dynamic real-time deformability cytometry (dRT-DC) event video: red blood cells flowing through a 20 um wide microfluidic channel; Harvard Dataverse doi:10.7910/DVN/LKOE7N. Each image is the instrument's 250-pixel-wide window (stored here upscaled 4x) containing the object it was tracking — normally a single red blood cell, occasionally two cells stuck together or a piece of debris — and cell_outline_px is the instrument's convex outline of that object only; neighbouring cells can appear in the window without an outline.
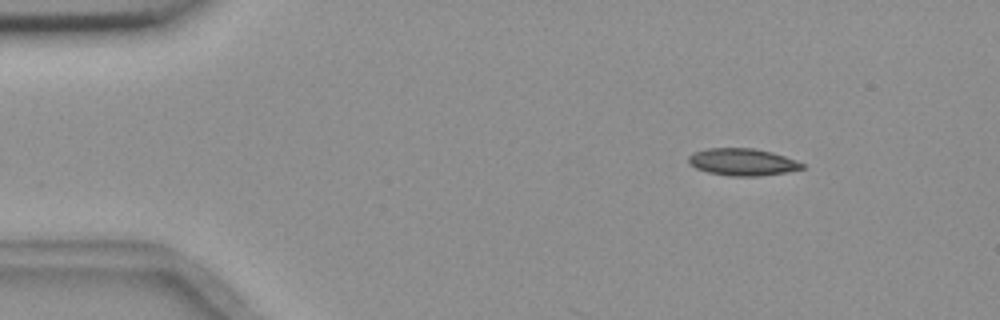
{"species": "common noctule bat (a hibernating species)", "species_latin": "Nyctalus noctula", "temperature_condition": "room temperature", "stored_images_in_passage": 3, "camera_frame_rate_fps": 3000, "um_per_image_px": 0.085, "animal": {"sex": "female", "body_mass_g": 18.4}, "frame": {"image": 1, "passage_image": 1, "time_ms": 0.0, "image_size_px": [1000, 320], "cell_outline_px": [[804, 168], [788, 172], [760, 176], [732, 176], [708, 172], [696, 168], [688, 164], [688, 156], [696, 152], [708, 148], [752, 148], [772, 152], [796, 160], [804, 164]], "centroid_in_image_um": [63.12, 13.77], "position_along_channel_um": 21.9, "area_um2": 17.92}}